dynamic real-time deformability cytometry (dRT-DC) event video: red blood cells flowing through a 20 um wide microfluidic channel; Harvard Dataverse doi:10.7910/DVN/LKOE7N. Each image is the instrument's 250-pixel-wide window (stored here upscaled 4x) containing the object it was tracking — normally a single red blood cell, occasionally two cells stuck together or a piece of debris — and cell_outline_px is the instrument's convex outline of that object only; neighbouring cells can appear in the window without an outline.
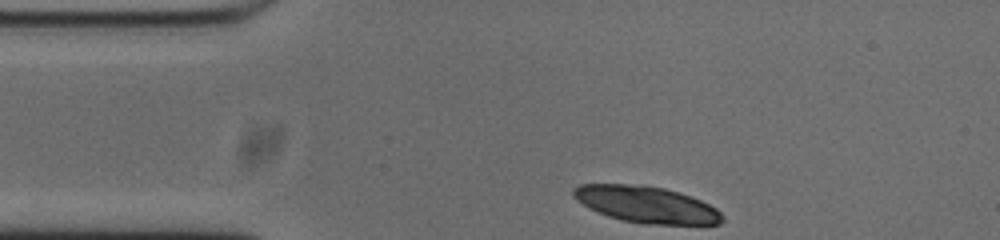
{"species": "common noctule bat (a hibernating species)", "species_latin": "Nyctalus noctula", "temperature_condition": "cold", "stored_images_in_passage": 36, "camera_frame_rate_fps": 3000, "um_per_image_px": 0.085, "animal": {"sex": "male", "body_mass_g": 20.0, "forearm_length_mm": 53.3}, "frame": {"image": 1, "passage_image": 1, "time_ms": 0.0, "image_size_px": [1000, 240], "cell_outline_px": [[724, 220], [720, 224], [644, 224], [620, 220], [608, 216], [588, 208], [572, 196], [572, 188], [580, 184], [640, 184], [664, 188], [700, 200], [716, 208], [724, 216]], "centroid_in_image_um": [54.91, 17.38], "position_along_channel_um": 30.1, "area_um2": 31.73}}